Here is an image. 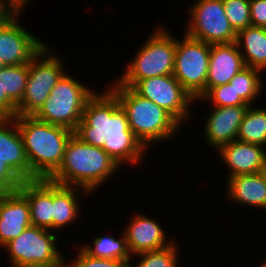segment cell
Segmentation results:
<instances>
[{
  "label": "cell",
  "mask_w": 266,
  "mask_h": 267,
  "mask_svg": "<svg viewBox=\"0 0 266 267\" xmlns=\"http://www.w3.org/2000/svg\"><path fill=\"white\" fill-rule=\"evenodd\" d=\"M174 240L172 245L164 249L131 256L128 267H179L180 246L176 243L177 240ZM132 262H135V265Z\"/></svg>",
  "instance_id": "cell-26"
},
{
  "label": "cell",
  "mask_w": 266,
  "mask_h": 267,
  "mask_svg": "<svg viewBox=\"0 0 266 267\" xmlns=\"http://www.w3.org/2000/svg\"><path fill=\"white\" fill-rule=\"evenodd\" d=\"M5 67L4 63L2 62V60L0 59V70Z\"/></svg>",
  "instance_id": "cell-36"
},
{
  "label": "cell",
  "mask_w": 266,
  "mask_h": 267,
  "mask_svg": "<svg viewBox=\"0 0 266 267\" xmlns=\"http://www.w3.org/2000/svg\"><path fill=\"white\" fill-rule=\"evenodd\" d=\"M251 24L266 28V0H250Z\"/></svg>",
  "instance_id": "cell-31"
},
{
  "label": "cell",
  "mask_w": 266,
  "mask_h": 267,
  "mask_svg": "<svg viewBox=\"0 0 266 267\" xmlns=\"http://www.w3.org/2000/svg\"><path fill=\"white\" fill-rule=\"evenodd\" d=\"M236 140L266 148V107L252 105L247 108Z\"/></svg>",
  "instance_id": "cell-23"
},
{
  "label": "cell",
  "mask_w": 266,
  "mask_h": 267,
  "mask_svg": "<svg viewBox=\"0 0 266 267\" xmlns=\"http://www.w3.org/2000/svg\"><path fill=\"white\" fill-rule=\"evenodd\" d=\"M22 12L0 30V59L5 66L29 64L47 44L22 26Z\"/></svg>",
  "instance_id": "cell-12"
},
{
  "label": "cell",
  "mask_w": 266,
  "mask_h": 267,
  "mask_svg": "<svg viewBox=\"0 0 266 267\" xmlns=\"http://www.w3.org/2000/svg\"><path fill=\"white\" fill-rule=\"evenodd\" d=\"M227 19L237 33L252 26L250 0H222Z\"/></svg>",
  "instance_id": "cell-28"
},
{
  "label": "cell",
  "mask_w": 266,
  "mask_h": 267,
  "mask_svg": "<svg viewBox=\"0 0 266 267\" xmlns=\"http://www.w3.org/2000/svg\"><path fill=\"white\" fill-rule=\"evenodd\" d=\"M129 221L123 233L126 238L127 248L131 256L150 252L158 251L169 247L175 241L172 238L168 240L167 230L162 227L157 219L146 215V212H139L131 214ZM166 230V232L164 231Z\"/></svg>",
  "instance_id": "cell-14"
},
{
  "label": "cell",
  "mask_w": 266,
  "mask_h": 267,
  "mask_svg": "<svg viewBox=\"0 0 266 267\" xmlns=\"http://www.w3.org/2000/svg\"><path fill=\"white\" fill-rule=\"evenodd\" d=\"M244 67L242 54L235 42L210 45L205 94L212 87L229 83Z\"/></svg>",
  "instance_id": "cell-18"
},
{
  "label": "cell",
  "mask_w": 266,
  "mask_h": 267,
  "mask_svg": "<svg viewBox=\"0 0 266 267\" xmlns=\"http://www.w3.org/2000/svg\"><path fill=\"white\" fill-rule=\"evenodd\" d=\"M17 105L2 92L0 86V132L11 122L16 116Z\"/></svg>",
  "instance_id": "cell-30"
},
{
  "label": "cell",
  "mask_w": 266,
  "mask_h": 267,
  "mask_svg": "<svg viewBox=\"0 0 266 267\" xmlns=\"http://www.w3.org/2000/svg\"><path fill=\"white\" fill-rule=\"evenodd\" d=\"M261 263V264H260ZM260 263H259V267H266V257L265 258H263V260H262V262H261V260H260Z\"/></svg>",
  "instance_id": "cell-34"
},
{
  "label": "cell",
  "mask_w": 266,
  "mask_h": 267,
  "mask_svg": "<svg viewBox=\"0 0 266 267\" xmlns=\"http://www.w3.org/2000/svg\"><path fill=\"white\" fill-rule=\"evenodd\" d=\"M28 200L32 226L52 231L53 181L8 179Z\"/></svg>",
  "instance_id": "cell-16"
},
{
  "label": "cell",
  "mask_w": 266,
  "mask_h": 267,
  "mask_svg": "<svg viewBox=\"0 0 266 267\" xmlns=\"http://www.w3.org/2000/svg\"><path fill=\"white\" fill-rule=\"evenodd\" d=\"M112 79L108 88L126 112L130 129L148 150L153 144L163 145L167 140L171 141L178 132L183 131L180 130L182 125L164 108Z\"/></svg>",
  "instance_id": "cell-4"
},
{
  "label": "cell",
  "mask_w": 266,
  "mask_h": 267,
  "mask_svg": "<svg viewBox=\"0 0 266 267\" xmlns=\"http://www.w3.org/2000/svg\"><path fill=\"white\" fill-rule=\"evenodd\" d=\"M235 43L246 67L266 72V28L246 27L237 32Z\"/></svg>",
  "instance_id": "cell-21"
},
{
  "label": "cell",
  "mask_w": 266,
  "mask_h": 267,
  "mask_svg": "<svg viewBox=\"0 0 266 267\" xmlns=\"http://www.w3.org/2000/svg\"><path fill=\"white\" fill-rule=\"evenodd\" d=\"M20 10L11 0H0V22H9Z\"/></svg>",
  "instance_id": "cell-32"
},
{
  "label": "cell",
  "mask_w": 266,
  "mask_h": 267,
  "mask_svg": "<svg viewBox=\"0 0 266 267\" xmlns=\"http://www.w3.org/2000/svg\"><path fill=\"white\" fill-rule=\"evenodd\" d=\"M140 96L164 108L181 125L194 117V98L172 75H161L137 81L131 87ZM185 122V123H184Z\"/></svg>",
  "instance_id": "cell-11"
},
{
  "label": "cell",
  "mask_w": 266,
  "mask_h": 267,
  "mask_svg": "<svg viewBox=\"0 0 266 267\" xmlns=\"http://www.w3.org/2000/svg\"><path fill=\"white\" fill-rule=\"evenodd\" d=\"M120 168L101 147L89 145L73 133L60 168L49 179L60 185L86 189L93 195Z\"/></svg>",
  "instance_id": "cell-3"
},
{
  "label": "cell",
  "mask_w": 266,
  "mask_h": 267,
  "mask_svg": "<svg viewBox=\"0 0 266 267\" xmlns=\"http://www.w3.org/2000/svg\"><path fill=\"white\" fill-rule=\"evenodd\" d=\"M156 26L128 65L126 63L125 71L114 79L119 85L132 87L142 79L173 74L176 37L164 25Z\"/></svg>",
  "instance_id": "cell-5"
},
{
  "label": "cell",
  "mask_w": 266,
  "mask_h": 267,
  "mask_svg": "<svg viewBox=\"0 0 266 267\" xmlns=\"http://www.w3.org/2000/svg\"><path fill=\"white\" fill-rule=\"evenodd\" d=\"M225 183L224 196L231 203L266 211V170L232 176Z\"/></svg>",
  "instance_id": "cell-19"
},
{
  "label": "cell",
  "mask_w": 266,
  "mask_h": 267,
  "mask_svg": "<svg viewBox=\"0 0 266 267\" xmlns=\"http://www.w3.org/2000/svg\"><path fill=\"white\" fill-rule=\"evenodd\" d=\"M31 225L27 198L8 179L0 177V248Z\"/></svg>",
  "instance_id": "cell-13"
},
{
  "label": "cell",
  "mask_w": 266,
  "mask_h": 267,
  "mask_svg": "<svg viewBox=\"0 0 266 267\" xmlns=\"http://www.w3.org/2000/svg\"><path fill=\"white\" fill-rule=\"evenodd\" d=\"M206 104L209 103L210 106L214 107H228V106H248L240 97L236 94L233 85L230 83L212 87L201 99L194 101L199 104V102ZM204 101V102H203Z\"/></svg>",
  "instance_id": "cell-27"
},
{
  "label": "cell",
  "mask_w": 266,
  "mask_h": 267,
  "mask_svg": "<svg viewBox=\"0 0 266 267\" xmlns=\"http://www.w3.org/2000/svg\"><path fill=\"white\" fill-rule=\"evenodd\" d=\"M108 233L107 235L94 236L92 243L89 244H79L86 253L96 258H108L127 262L131 259V254L127 248L126 238L123 232H121L120 237L117 234ZM92 244V245H91Z\"/></svg>",
  "instance_id": "cell-22"
},
{
  "label": "cell",
  "mask_w": 266,
  "mask_h": 267,
  "mask_svg": "<svg viewBox=\"0 0 266 267\" xmlns=\"http://www.w3.org/2000/svg\"><path fill=\"white\" fill-rule=\"evenodd\" d=\"M211 111L205 117L203 139L206 145L217 151L221 146L236 140L243 116L249 106H210Z\"/></svg>",
  "instance_id": "cell-15"
},
{
  "label": "cell",
  "mask_w": 266,
  "mask_h": 267,
  "mask_svg": "<svg viewBox=\"0 0 266 267\" xmlns=\"http://www.w3.org/2000/svg\"><path fill=\"white\" fill-rule=\"evenodd\" d=\"M13 3H15L19 8L25 9L28 5H30V1L32 2L33 0H11Z\"/></svg>",
  "instance_id": "cell-33"
},
{
  "label": "cell",
  "mask_w": 266,
  "mask_h": 267,
  "mask_svg": "<svg viewBox=\"0 0 266 267\" xmlns=\"http://www.w3.org/2000/svg\"><path fill=\"white\" fill-rule=\"evenodd\" d=\"M74 132L34 116H15L0 132V177L49 179Z\"/></svg>",
  "instance_id": "cell-1"
},
{
  "label": "cell",
  "mask_w": 266,
  "mask_h": 267,
  "mask_svg": "<svg viewBox=\"0 0 266 267\" xmlns=\"http://www.w3.org/2000/svg\"><path fill=\"white\" fill-rule=\"evenodd\" d=\"M68 73L57 82L50 96L33 116L40 121L63 126L74 132L82 120L87 100L96 91L75 75Z\"/></svg>",
  "instance_id": "cell-6"
},
{
  "label": "cell",
  "mask_w": 266,
  "mask_h": 267,
  "mask_svg": "<svg viewBox=\"0 0 266 267\" xmlns=\"http://www.w3.org/2000/svg\"><path fill=\"white\" fill-rule=\"evenodd\" d=\"M210 44L183 34L176 37V53L173 76L194 98L205 95L206 79L209 67Z\"/></svg>",
  "instance_id": "cell-9"
},
{
  "label": "cell",
  "mask_w": 266,
  "mask_h": 267,
  "mask_svg": "<svg viewBox=\"0 0 266 267\" xmlns=\"http://www.w3.org/2000/svg\"><path fill=\"white\" fill-rule=\"evenodd\" d=\"M189 7V20L183 29L187 36L210 45L235 42L237 33L227 19L222 0H197Z\"/></svg>",
  "instance_id": "cell-10"
},
{
  "label": "cell",
  "mask_w": 266,
  "mask_h": 267,
  "mask_svg": "<svg viewBox=\"0 0 266 267\" xmlns=\"http://www.w3.org/2000/svg\"><path fill=\"white\" fill-rule=\"evenodd\" d=\"M217 153L228 169L224 181L232 176L266 170V148L263 146L234 140L221 146Z\"/></svg>",
  "instance_id": "cell-17"
},
{
  "label": "cell",
  "mask_w": 266,
  "mask_h": 267,
  "mask_svg": "<svg viewBox=\"0 0 266 267\" xmlns=\"http://www.w3.org/2000/svg\"><path fill=\"white\" fill-rule=\"evenodd\" d=\"M28 76L29 64L5 66L0 70L2 92L16 105L22 100Z\"/></svg>",
  "instance_id": "cell-25"
},
{
  "label": "cell",
  "mask_w": 266,
  "mask_h": 267,
  "mask_svg": "<svg viewBox=\"0 0 266 267\" xmlns=\"http://www.w3.org/2000/svg\"><path fill=\"white\" fill-rule=\"evenodd\" d=\"M8 22H0V30L7 24Z\"/></svg>",
  "instance_id": "cell-35"
},
{
  "label": "cell",
  "mask_w": 266,
  "mask_h": 267,
  "mask_svg": "<svg viewBox=\"0 0 266 267\" xmlns=\"http://www.w3.org/2000/svg\"><path fill=\"white\" fill-rule=\"evenodd\" d=\"M89 194L92 195L86 189L53 182L52 232L58 234V231L66 230V227L69 228L73 223H77V219L81 218V212L83 213L80 204L84 201V197L81 198V195L86 197Z\"/></svg>",
  "instance_id": "cell-20"
},
{
  "label": "cell",
  "mask_w": 266,
  "mask_h": 267,
  "mask_svg": "<svg viewBox=\"0 0 266 267\" xmlns=\"http://www.w3.org/2000/svg\"><path fill=\"white\" fill-rule=\"evenodd\" d=\"M57 240V234L51 230L31 225L2 249L9 257L10 267H64L66 256L58 247L61 239Z\"/></svg>",
  "instance_id": "cell-7"
},
{
  "label": "cell",
  "mask_w": 266,
  "mask_h": 267,
  "mask_svg": "<svg viewBox=\"0 0 266 267\" xmlns=\"http://www.w3.org/2000/svg\"><path fill=\"white\" fill-rule=\"evenodd\" d=\"M57 51L46 44L29 63V76L16 116H33L50 96L53 87L67 73Z\"/></svg>",
  "instance_id": "cell-8"
},
{
  "label": "cell",
  "mask_w": 266,
  "mask_h": 267,
  "mask_svg": "<svg viewBox=\"0 0 266 267\" xmlns=\"http://www.w3.org/2000/svg\"><path fill=\"white\" fill-rule=\"evenodd\" d=\"M76 255L65 260V267H128V263L115 259L96 258L86 253L80 246Z\"/></svg>",
  "instance_id": "cell-29"
},
{
  "label": "cell",
  "mask_w": 266,
  "mask_h": 267,
  "mask_svg": "<svg viewBox=\"0 0 266 267\" xmlns=\"http://www.w3.org/2000/svg\"><path fill=\"white\" fill-rule=\"evenodd\" d=\"M87 100L74 134L83 142L101 147L123 170L139 167L149 150L129 127L128 118L116 95L107 86ZM145 155V156H144Z\"/></svg>",
  "instance_id": "cell-2"
},
{
  "label": "cell",
  "mask_w": 266,
  "mask_h": 267,
  "mask_svg": "<svg viewBox=\"0 0 266 267\" xmlns=\"http://www.w3.org/2000/svg\"><path fill=\"white\" fill-rule=\"evenodd\" d=\"M263 72L257 68L244 67L239 73L230 80L236 94L248 105L252 106L262 97L265 90ZM264 88V89H263Z\"/></svg>",
  "instance_id": "cell-24"
}]
</instances>
